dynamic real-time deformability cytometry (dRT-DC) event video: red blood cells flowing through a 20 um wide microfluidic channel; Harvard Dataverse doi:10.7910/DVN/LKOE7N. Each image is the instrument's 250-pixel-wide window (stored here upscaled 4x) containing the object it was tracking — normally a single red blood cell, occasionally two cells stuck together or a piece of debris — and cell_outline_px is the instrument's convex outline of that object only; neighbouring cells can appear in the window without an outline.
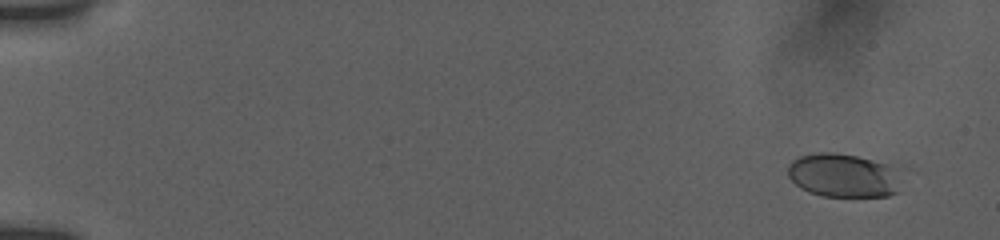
{"species": "human", "species_latin": "Homo sapiens", "temperature_condition": "room temperature", "stored_images_in_passage": 24, "camera_frame_rate_fps": 3000, "um_per_image_px": 0.085, "donor": {"sex": "female"}, "frame": {"image": 1, "passage_image": 5, "time_ms": 1.0, "image_size_px": [1000, 240], "cell_outline_px": [[896, 192], [888, 196], [820, 196], [808, 192], [800, 188], [788, 176], [788, 164], [792, 160], [800, 156], [812, 152], [836, 152], [856, 156], [872, 160], [896, 168]], "centroid_in_image_um": [71.57, 14.9], "position_along_channel_um": 13.4, "area_um2": 28.61}}
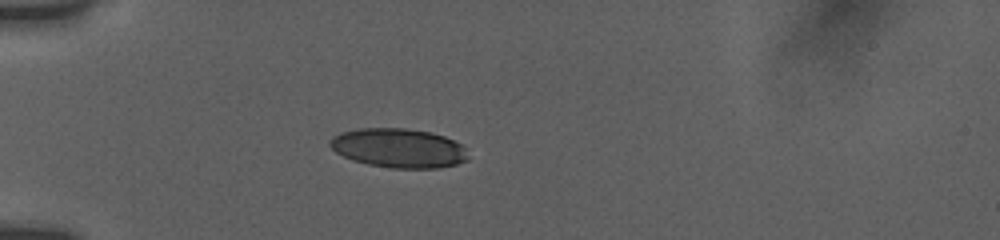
{"frame": {"image": 2, "passage_image": 21, "time_ms": 5.667, "image_size_px": [1000, 240], "cell_outline_px": [[468, 160], [456, 164], [436, 168], [392, 168], [368, 164], [352, 160], [336, 152], [328, 144], [332, 136], [340, 132], [356, 128], [404, 128], [432, 132], [444, 136], [464, 144], [468, 156]], "centroid_in_image_um": [33.89, 12.57], "position_along_channel_um": 51.1, "area_um2": 31.85}}